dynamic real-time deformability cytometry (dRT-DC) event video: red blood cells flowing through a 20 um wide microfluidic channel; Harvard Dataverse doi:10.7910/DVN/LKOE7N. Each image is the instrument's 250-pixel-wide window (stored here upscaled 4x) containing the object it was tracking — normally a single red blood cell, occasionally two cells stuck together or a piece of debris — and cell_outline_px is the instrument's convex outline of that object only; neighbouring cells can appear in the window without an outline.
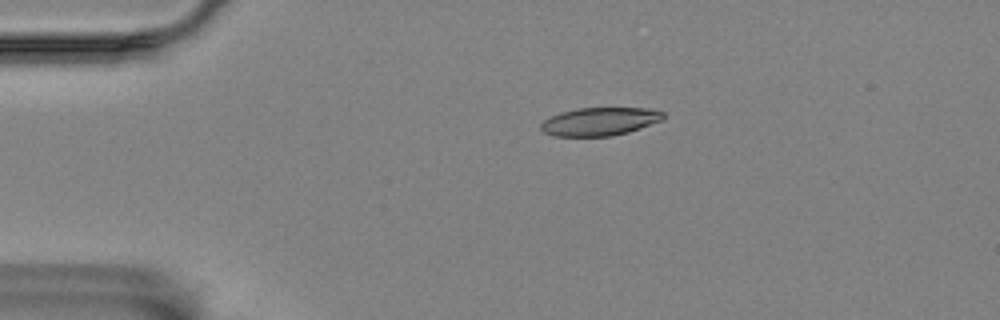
{"species": "Egyptian fruit bat (a non-hibernating species)", "species_latin": "Rousettus aegyptiacus", "temperature_condition": "room temperature", "stored_images_in_passage": 15, "camera_frame_rate_fps": 3000, "um_per_image_px": 0.085, "animal": {"sex": "female"}, "frame": {"image": 1, "passage_image": 3, "time_ms": 3.0, "image_size_px": [1000, 320], "cell_outline_px": [[664, 120], [628, 132], [612, 136], [552, 136], [544, 132], [540, 128], [540, 124], [544, 120], [560, 112], [576, 108], [648, 108], [664, 112]], "centroid_in_image_um": [50.98, 10.33], "position_along_channel_um": 34.0, "area_um2": 20.17}}
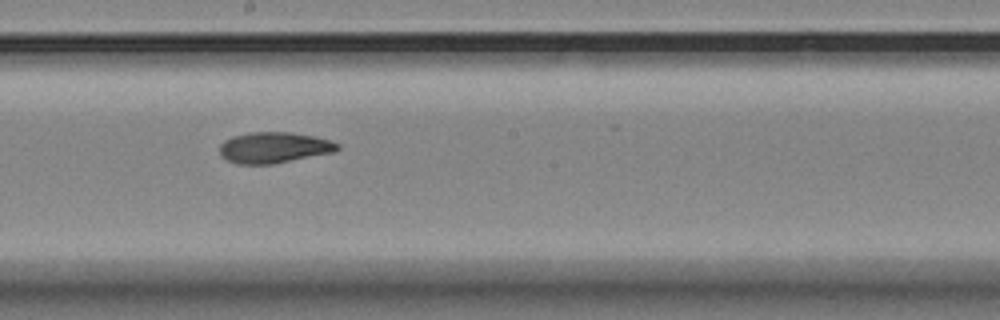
{"frame": {"image": 2, "passage_image": 9, "time_ms": 9.667, "image_size_px": [1000, 320], "cell_outline_px": [[340, 148], [336, 152], [268, 164], [240, 164], [228, 160], [220, 152], [220, 144], [224, 140], [232, 136], [248, 132], [292, 132], [332, 140], [340, 144]], "centroid_in_image_um": [23.32, 12.52], "position_along_channel_um": 224.9, "area_um2": 21.15}}
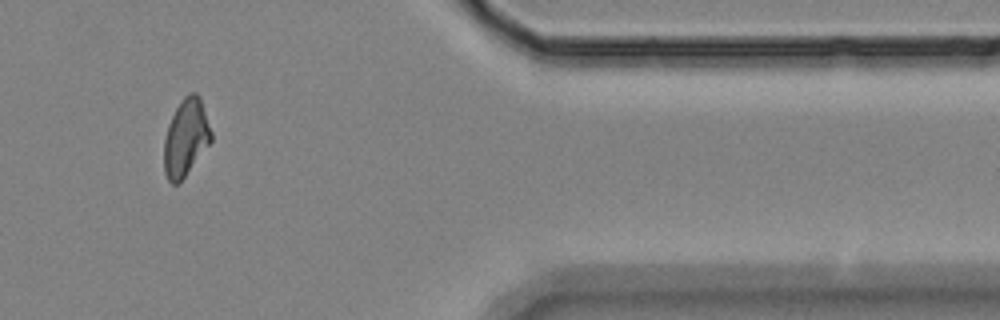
{"frame": {"image": 3, "passage_image": 13, "time_ms": 15.333, "image_size_px": [1000, 320], "cell_outline_px": [[212, 140], [184, 176], [176, 184], [172, 184], [168, 180], [164, 172], [164, 140], [168, 124], [180, 100], [188, 92], [196, 92], [200, 96], [212, 132]], "centroid_in_image_um": [15.79, 11.65], "position_along_channel_um": 395.6, "area_um2": 21.04}, "authors_computed_cell_mechanics": {"area_um2": 21.0392, "velocity_mm_per_s": 3.4967, "shape_relaxation_time_tau1_ms": 8.8772, "shape_relaxation_time_tau2_ms": 9.7139, "deformation_change_tau1": 0.2018, "deformation_change_tau2": 0.1588}}